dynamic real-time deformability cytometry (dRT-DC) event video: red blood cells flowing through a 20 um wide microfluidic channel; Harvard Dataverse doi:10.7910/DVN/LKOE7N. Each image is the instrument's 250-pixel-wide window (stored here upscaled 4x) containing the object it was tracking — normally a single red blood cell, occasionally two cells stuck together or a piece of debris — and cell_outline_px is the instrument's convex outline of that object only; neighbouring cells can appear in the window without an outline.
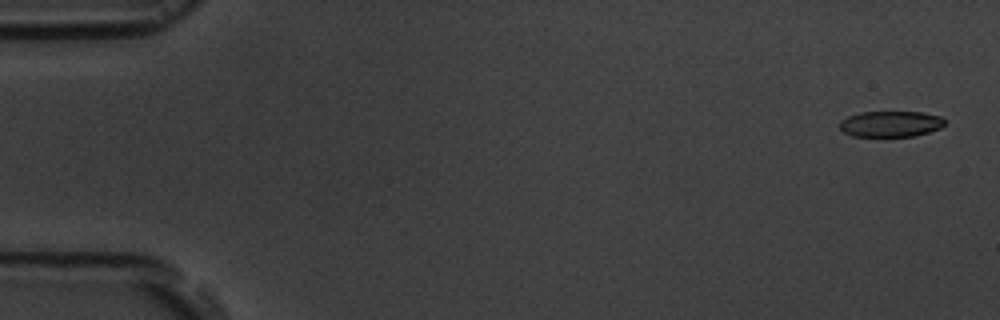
{"species": "common noctule bat (a hibernating species)", "species_latin": "Nyctalus noctula", "temperature_condition": "room temperature", "stored_images_in_passage": 6, "camera_frame_rate_fps": 3000, "um_per_image_px": 0.085, "animal": {"sex": "male", "body_mass_g": 19.5, "forearm_length_mm": 54.6}, "frame": {"image": 1, "passage_image": 1, "time_ms": 0.0, "image_size_px": [1000, 320], "cell_outline_px": [[944, 124], [940, 128], [916, 136], [852, 136], [844, 132], [840, 128], [840, 120], [848, 116], [860, 112], [920, 112], [940, 116], [944, 120]], "centroid_in_image_um": [75.68, 10.53], "position_along_channel_um": 9.3, "area_um2": 15.78}}
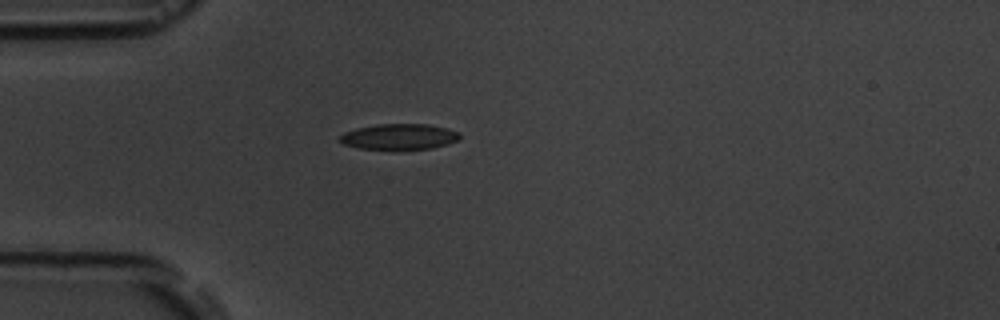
{"frame": {"image": 2, "passage_image": 5, "time_ms": 4.667, "image_size_px": [1000, 320], "cell_outline_px": [[460, 136], [456, 140], [448, 144], [432, 148], [396, 152], [392, 152], [356, 148], [344, 144], [340, 140], [340, 136], [344, 132], [356, 128], [376, 124], [428, 124], [448, 128], [460, 132]], "centroid_in_image_um": [33.91, 11.66], "position_along_channel_um": 51.1, "area_um2": 18.84}}